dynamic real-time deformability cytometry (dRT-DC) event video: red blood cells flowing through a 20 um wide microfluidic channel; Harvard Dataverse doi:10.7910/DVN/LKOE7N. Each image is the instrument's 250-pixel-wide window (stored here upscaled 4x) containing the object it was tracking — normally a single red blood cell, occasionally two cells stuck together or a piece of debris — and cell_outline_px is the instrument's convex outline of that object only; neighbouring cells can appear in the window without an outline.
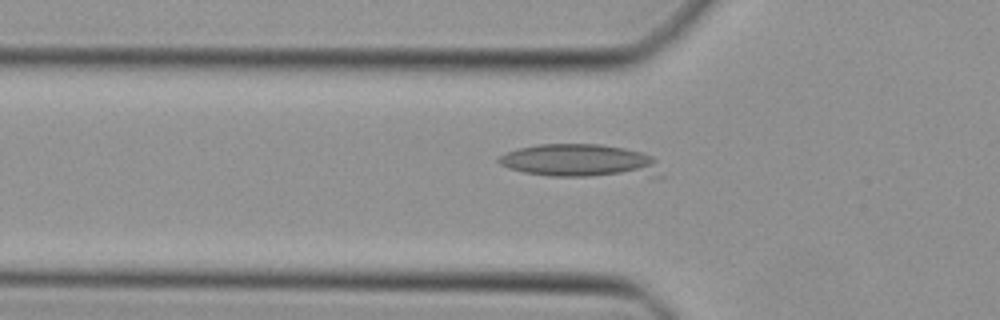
{"species": "Egyptian fruit bat (a non-hibernating species)", "species_latin": "Rousettus aegyptiacus", "temperature_condition": "cold", "stored_images_in_passage": 42, "camera_frame_rate_fps": 3000, "um_per_image_px": 0.085, "animal": {"sex": "female"}, "frame": {"image": 1, "passage_image": 15, "time_ms": 4.667, "image_size_px": [1000, 320], "cell_outline_px": [[664, 176], [552, 176], [524, 172], [508, 168], [500, 164], [496, 160], [496, 156], [504, 152], [520, 148], [540, 144], [600, 144], [624, 148], [640, 152], [652, 156], [656, 160]], "centroid_in_image_um": [49.31, 13.67], "position_along_channel_um": 76.5, "area_um2": 31.5}}
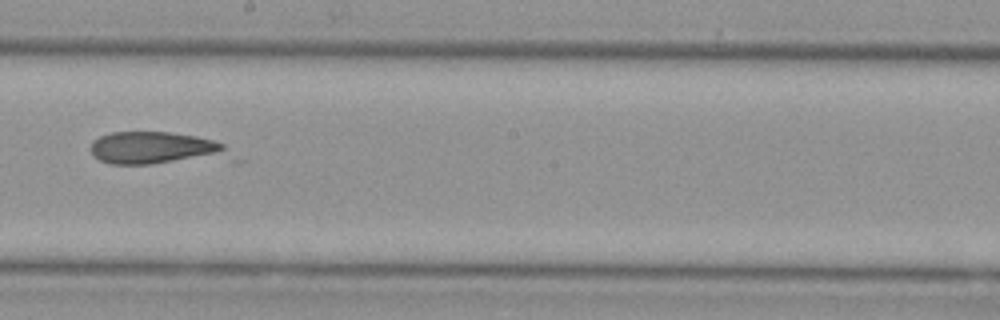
{"frame": {"image": 2, "passage_image": 26, "time_ms": 8.333, "image_size_px": [1000, 320], "cell_outline_px": [[224, 152], [152, 164], [108, 164], [92, 156], [88, 148], [92, 140], [100, 136], [112, 132], [168, 132], [196, 136], [212, 140], [224, 144]], "centroid_in_image_um": [12.8, 12.54], "position_along_channel_um": 235.4, "area_um2": 24.68}}
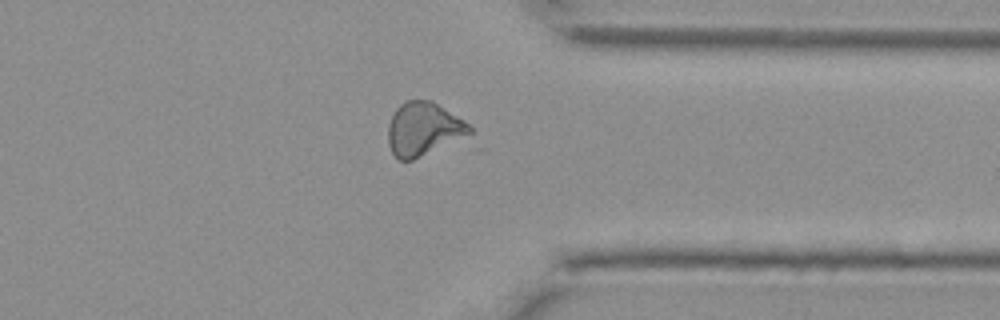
{"frame": {"image": 3, "passage_image": 36, "time_ms": 11.667, "image_size_px": [1000, 320], "cell_outline_px": [[472, 132], [412, 160], [400, 160], [392, 152], [388, 144], [388, 124], [396, 108], [400, 104], [408, 100], [432, 100], [464, 120], [472, 128]], "centroid_in_image_um": [35.96, 10.94], "position_along_channel_um": 375.4, "area_um2": 24.85}}